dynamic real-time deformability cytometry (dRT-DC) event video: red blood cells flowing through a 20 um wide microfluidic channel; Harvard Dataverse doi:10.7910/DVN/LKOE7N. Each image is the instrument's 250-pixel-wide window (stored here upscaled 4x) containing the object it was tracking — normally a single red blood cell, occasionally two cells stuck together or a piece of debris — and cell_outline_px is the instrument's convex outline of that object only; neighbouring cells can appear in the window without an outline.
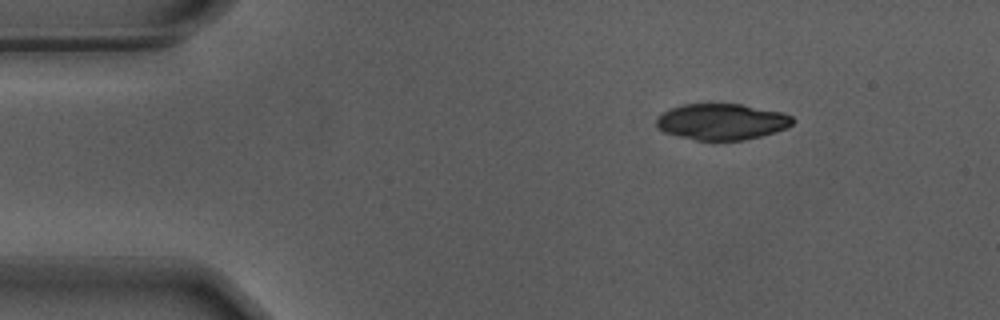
{"species": "Egyptian fruit bat (a non-hibernating species)", "species_latin": "Rousettus aegyptiacus", "temperature_condition": "warm", "stored_images_in_passage": 48, "camera_frame_rate_fps": 3000, "um_per_image_px": 0.085, "animal": {"sex": "male"}, "frame": {"image": 1, "passage_image": 1, "time_ms": 0.0, "image_size_px": [1000, 320], "cell_outline_px": [[796, 120], [788, 128], [776, 132], [744, 140], [696, 140], [664, 132], [656, 124], [656, 116], [680, 104], [740, 104], [784, 112], [792, 116]], "centroid_in_image_um": [61.39, 10.34], "position_along_channel_um": 23.6, "area_um2": 28.78}}